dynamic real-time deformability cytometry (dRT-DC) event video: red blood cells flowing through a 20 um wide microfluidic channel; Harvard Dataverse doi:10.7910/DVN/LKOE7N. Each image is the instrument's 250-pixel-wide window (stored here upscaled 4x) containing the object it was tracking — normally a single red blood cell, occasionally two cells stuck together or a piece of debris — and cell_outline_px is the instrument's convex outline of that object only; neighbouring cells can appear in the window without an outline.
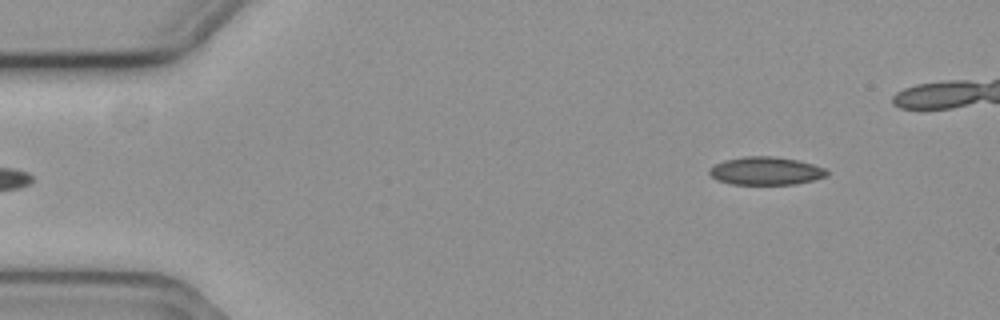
{"species": "common noctule bat (a hibernating species)", "species_latin": "Nyctalus noctula", "temperature_condition": "cold", "stored_images_in_passage": 5, "segment_of_instrument_passage": [2, 2], "camera_frame_rate_fps": 3000, "um_per_image_px": 0.085, "animal": {"sex": "female", "body_mass_g": 19.3, "forearm_length_mm": 54.1}, "frame": {"image": 1, "passage_image": 5, "time_ms": 1.333, "image_size_px": [1000, 320], "cell_outline_px": [[828, 176], [796, 184], [732, 184], [716, 180], [708, 172], [708, 168], [724, 160], [744, 156], [772, 156], [796, 160], [812, 164], [824, 168], [828, 172]], "centroid_in_image_um": [65.07, 14.53], "position_along_channel_um": 19.9, "area_um2": 19.13}}